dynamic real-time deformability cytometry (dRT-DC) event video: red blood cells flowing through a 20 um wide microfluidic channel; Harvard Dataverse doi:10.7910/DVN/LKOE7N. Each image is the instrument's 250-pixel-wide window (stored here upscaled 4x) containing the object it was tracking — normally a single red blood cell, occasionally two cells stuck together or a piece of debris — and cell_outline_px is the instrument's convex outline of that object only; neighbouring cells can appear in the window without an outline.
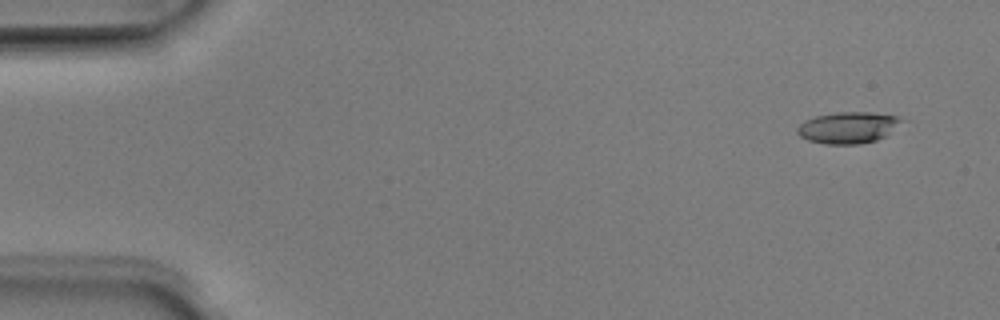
{"species": "Egyptian fruit bat (a non-hibernating species)", "species_latin": "Rousettus aegyptiacus", "temperature_condition": "room temperature", "stored_images_in_passage": 51, "camera_frame_rate_fps": 3000, "um_per_image_px": 0.085, "animal": {"sex": "male"}, "frame": {"image": 1, "passage_image": 3, "time_ms": 0.667, "image_size_px": [1000, 320], "cell_outline_px": [[904, 120], [884, 136], [876, 140], [860, 144], [824, 144], [808, 140], [800, 136], [796, 132], [796, 128], [804, 120], [816, 116], [836, 112], [868, 112], [896, 116]], "centroid_in_image_um": [72.03, 10.85], "position_along_channel_um": 13.0, "area_um2": 18.96}}
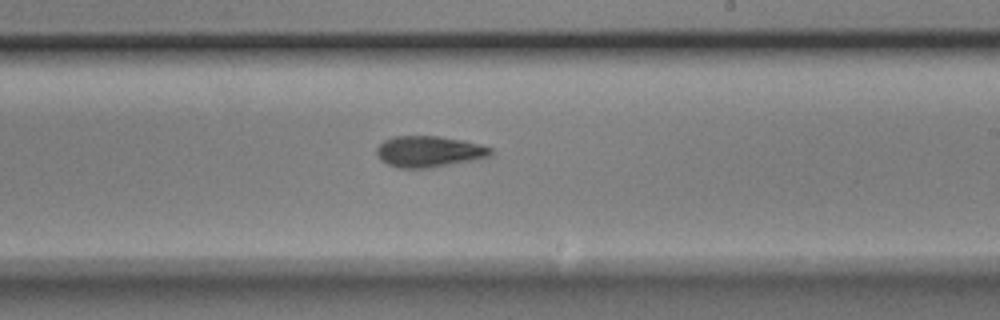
{"frame": {"image": 2, "passage_image": 30, "time_ms": 9.667, "image_size_px": [1000, 320], "cell_outline_px": [[492, 156], [472, 160], [428, 168], [396, 168], [380, 160], [376, 156], [376, 148], [384, 140], [392, 136], [440, 136], [464, 140], [480, 144], [492, 148]], "centroid_in_image_um": [36.44, 12.87], "position_along_channel_um": 252.6, "area_um2": 20.87}}
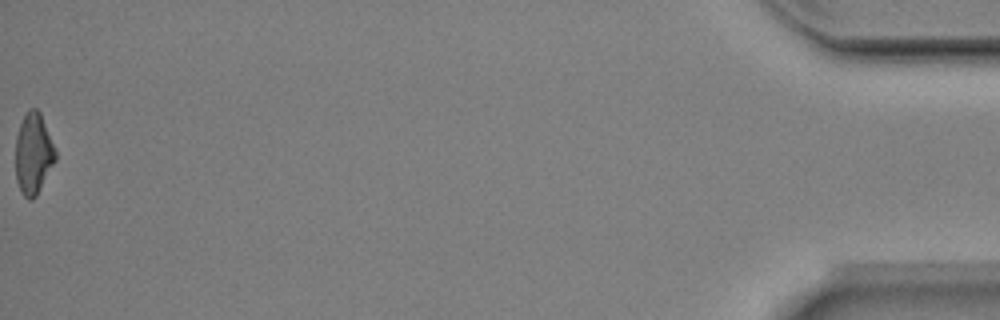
{"frame": {"image": 3, "passage_image": 51, "time_ms": 16.667, "image_size_px": [1000, 320], "cell_outline_px": [[56, 160], [36, 196], [32, 200], [28, 200], [24, 196], [16, 180], [16, 136], [20, 124], [28, 108], [36, 108], [40, 112], [56, 148]], "centroid_in_image_um": [2.85, 13.05], "position_along_channel_um": 432.3, "area_um2": 18.9}, "authors_computed_cell_mechanics": {"area_um2": 19.5364, "velocity_mm_per_s": 3.9954, "shape_relaxation_time_tau1_ms": 4.1954, "shape_relaxation_time_tau2_ms": 3.1045, "deformation_change_tau1": 0.1778, "deformation_change_tau2": 0.115}}